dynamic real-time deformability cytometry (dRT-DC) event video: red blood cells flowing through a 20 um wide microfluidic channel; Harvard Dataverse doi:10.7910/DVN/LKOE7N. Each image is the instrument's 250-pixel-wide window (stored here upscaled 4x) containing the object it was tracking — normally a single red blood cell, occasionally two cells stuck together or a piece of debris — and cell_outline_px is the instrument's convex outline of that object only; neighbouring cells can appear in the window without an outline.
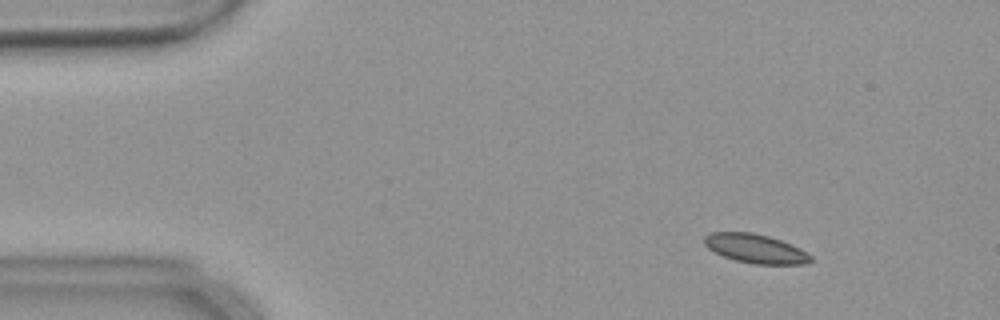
{"species": "common noctule bat (a hibernating species)", "species_latin": "Nyctalus noctula", "temperature_condition": "warm", "stored_images_in_passage": 55, "camera_frame_rate_fps": 3000, "um_per_image_px": 0.085, "animal": {"sex": "female", "body_mass_g": 18.4}, "frame": {"image": 1, "passage_image": 7, "time_ms": 2.0, "image_size_px": [1000, 320], "cell_outline_px": [[812, 260], [804, 264], [756, 264], [736, 260], [724, 256], [708, 248], [704, 244], [704, 236], [712, 232], [752, 232], [768, 236], [792, 244], [800, 248], [812, 256]], "centroid_in_image_um": [64.22, 21.12], "position_along_channel_um": 20.8, "area_um2": 17.86}}
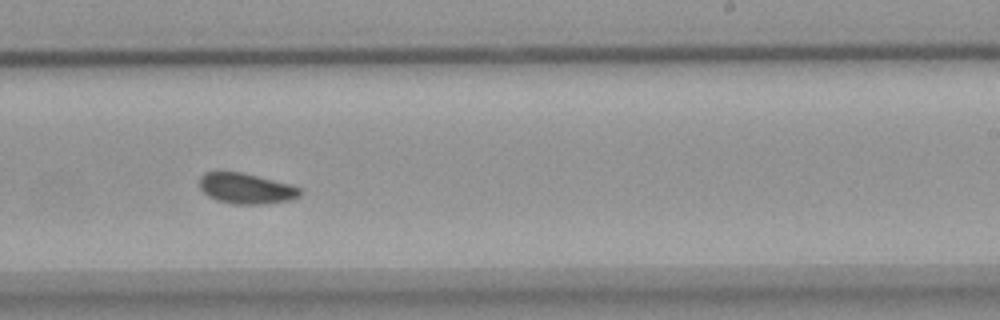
{"frame": {"image": 2, "passage_image": 34, "time_ms": 11.0, "image_size_px": [1000, 320], "cell_outline_px": [[304, 192], [300, 196], [292, 200], [264, 204], [236, 204], [216, 200], [208, 196], [200, 188], [200, 176], [204, 172], [240, 172], [292, 184], [300, 188]], "centroid_in_image_um": [20.97, 16.03], "position_along_channel_um": 268.0, "area_um2": 18.03}}
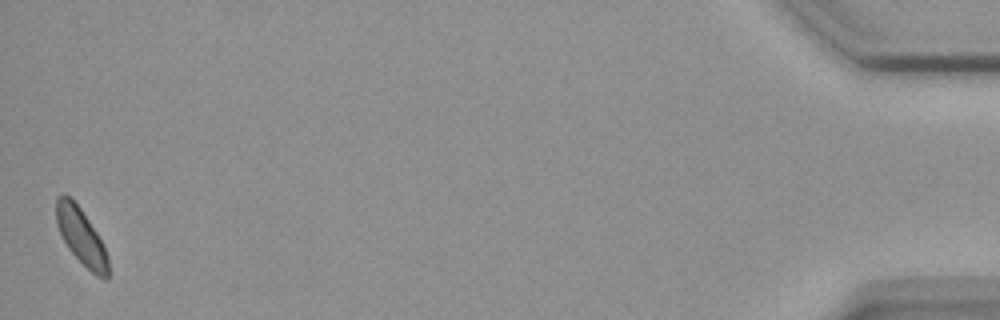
{"frame": {"image": 3, "passage_image": 55, "time_ms": 18.0, "image_size_px": [1000, 320], "cell_outline_px": [[108, 280], [104, 280], [96, 276], [68, 248], [56, 224], [56, 196], [68, 196], [80, 208], [96, 232], [108, 256]], "centroid_in_image_um": [6.9, 20.13], "position_along_channel_um": 428.3, "area_um2": 16.53}, "authors_computed_cell_mechanics": {"area_um2": 17.9758, "velocity_mm_per_s": 3.636, "shape_relaxation_time_tau1_ms": 11.1437, "shape_relaxation_time_tau2_ms": null, "deformation_change_tau1": 0.094, "deformation_change_tau2": null}}